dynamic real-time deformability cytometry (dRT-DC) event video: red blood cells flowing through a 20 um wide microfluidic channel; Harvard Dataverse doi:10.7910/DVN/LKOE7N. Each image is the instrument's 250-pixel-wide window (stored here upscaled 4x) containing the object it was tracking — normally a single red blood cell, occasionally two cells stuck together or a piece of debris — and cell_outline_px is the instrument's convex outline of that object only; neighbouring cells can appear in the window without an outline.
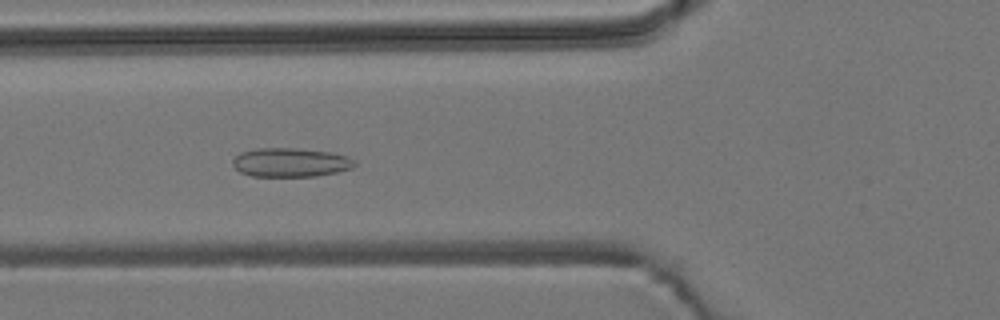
{"species": "common noctule bat (a hibernating species)", "species_latin": "Nyctalus noctula", "temperature_condition": "room temperature", "stored_images_in_passage": 51, "camera_frame_rate_fps": 3000, "um_per_image_px": 0.085, "animal": {"sex": "male", "body_mass_g": 19.2, "forearm_length_mm": 51.8}, "frame": {"image": 1, "passage_image": 17, "time_ms": 5.333, "image_size_px": [1000, 320], "cell_outline_px": [[356, 164], [352, 168], [336, 172], [316, 176], [252, 176], [240, 172], [232, 164], [232, 160], [240, 152], [256, 148], [296, 148], [332, 152], [348, 156], [356, 160]], "centroid_in_image_um": [24.71, 13.8], "position_along_channel_um": 101.1, "area_um2": 20.69}}
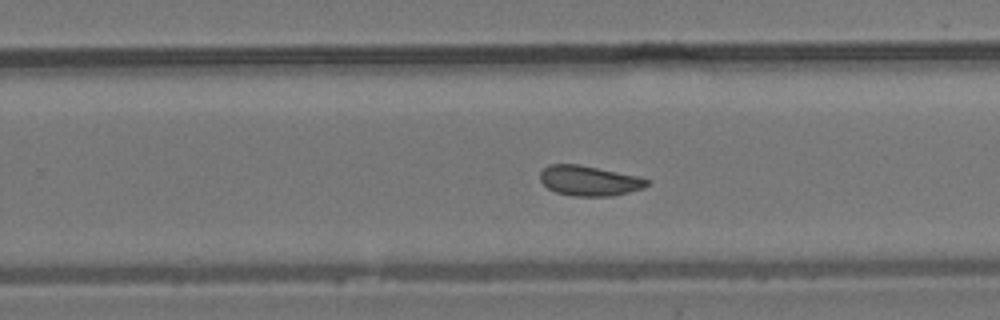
{"frame": {"image": 2, "passage_image": 31, "time_ms": 10.0, "image_size_px": [1000, 320], "cell_outline_px": [[648, 184], [644, 188], [612, 196], [572, 196], [556, 192], [548, 188], [540, 180], [540, 172], [548, 164], [576, 164], [636, 176], [648, 180]], "centroid_in_image_um": [50.04, 15.37], "position_along_channel_um": 279.8, "area_um2": 18.44}}
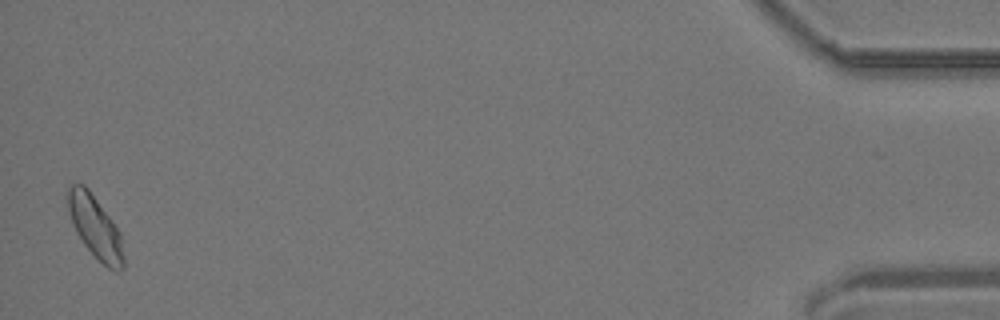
{"frame": {"image": 3, "passage_image": 50, "time_ms": 16.333, "image_size_px": [1000, 320], "cell_outline_px": [[124, 268], [120, 272], [116, 272], [108, 268], [84, 244], [76, 232], [68, 208], [68, 188], [72, 184], [84, 184], [88, 188], [120, 232], [124, 256]], "centroid_in_image_um": [8.12, 19.33], "position_along_channel_um": 427.1, "area_um2": 19.83}, "authors_computed_cell_mechanics": {"area_um2": 19.2474, "velocity_mm_per_s": 3.8243, "shape_relaxation_time_tau1_ms": null, "shape_relaxation_time_tau2_ms": 2.3457, "deformation_change_tau1": null, "deformation_change_tau2": 0.0777}}